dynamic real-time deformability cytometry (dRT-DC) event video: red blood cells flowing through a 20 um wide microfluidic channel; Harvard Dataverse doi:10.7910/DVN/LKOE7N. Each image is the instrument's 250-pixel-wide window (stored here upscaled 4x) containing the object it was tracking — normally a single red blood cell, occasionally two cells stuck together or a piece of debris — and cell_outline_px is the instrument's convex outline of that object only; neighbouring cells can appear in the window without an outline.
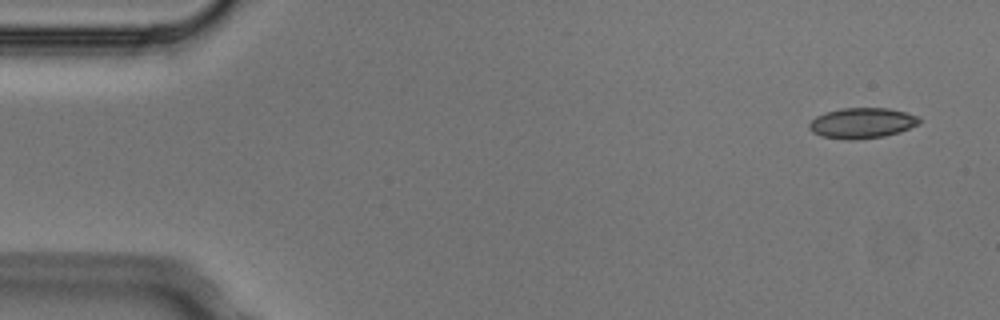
{"species": "Egyptian fruit bat (a non-hibernating species)", "species_latin": "Rousettus aegyptiacus", "temperature_condition": "cold", "stored_images_in_passage": 5, "camera_frame_rate_fps": 3000, "um_per_image_px": 0.085, "animal": {"sex": "male"}, "frame": {"image": 1, "passage_image": 1, "time_ms": 0.0, "image_size_px": [1000, 320], "cell_outline_px": [[920, 124], [900, 132], [884, 136], [852, 140], [848, 140], [824, 136], [812, 132], [808, 128], [808, 124], [816, 116], [824, 112], [844, 108], [888, 108], [920, 116]], "centroid_in_image_um": [73.29, 10.45], "position_along_channel_um": 11.7, "area_um2": 19.59}}
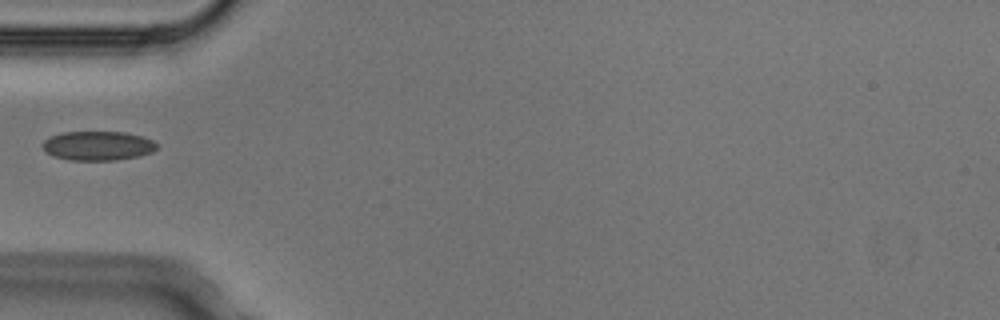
{"frame": {"image": 2, "passage_image": 4, "time_ms": 1.0, "image_size_px": [1000, 320], "cell_outline_px": [[156, 148], [152, 152], [140, 156], [116, 160], [68, 160], [44, 152], [40, 144], [44, 140], [60, 132], [124, 132], [140, 136], [152, 140], [156, 144]], "centroid_in_image_um": [8.27, 12.39], "position_along_channel_um": 76.7, "area_um2": 19.48}}
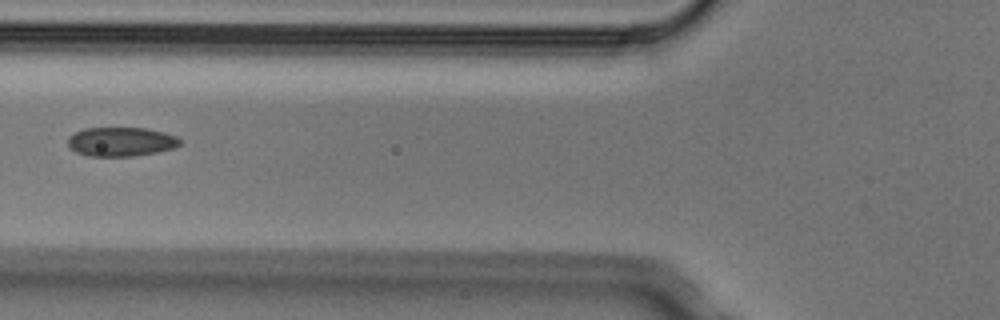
{"frame": {"image": 3, "passage_image": 5, "time_ms": 1.333, "image_size_px": [1000, 320], "cell_outline_px": [[180, 144], [176, 148], [156, 152], [132, 156], [88, 156], [76, 152], [68, 148], [68, 136], [84, 128], [148, 128], [164, 132], [176, 136], [180, 140]], "centroid_in_image_um": [10.27, 12.04], "position_along_channel_um": 115.5, "area_um2": 19.13}}